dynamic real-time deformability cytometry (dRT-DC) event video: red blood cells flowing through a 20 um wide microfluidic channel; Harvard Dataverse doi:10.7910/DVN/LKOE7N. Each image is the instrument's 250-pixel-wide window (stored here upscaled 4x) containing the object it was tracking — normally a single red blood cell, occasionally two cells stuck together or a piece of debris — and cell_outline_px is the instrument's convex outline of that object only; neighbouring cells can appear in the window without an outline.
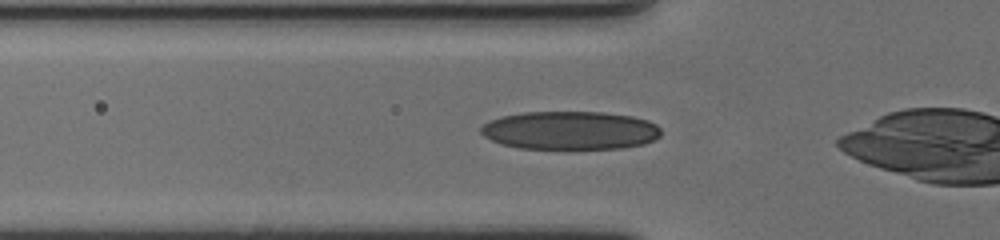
{"species": "human", "species_latin": "Homo sapiens", "temperature_condition": "cold", "stored_images_in_passage": 31, "camera_frame_rate_fps": 3000, "um_per_image_px": 0.085, "donor": {"sex": "female"}, "frame": {"image": 1, "passage_image": 3, "time_ms": 0.667, "image_size_px": [1000, 240], "cell_outline_px": [[660, 136], [644, 144], [620, 148], [520, 148], [500, 144], [484, 136], [480, 132], [480, 128], [484, 124], [500, 116], [524, 112], [604, 112], [632, 116], [648, 120], [656, 124], [660, 128]], "centroid_in_image_um": [48.46, 11.07], "position_along_channel_um": 77.3, "area_um2": 40.17}}
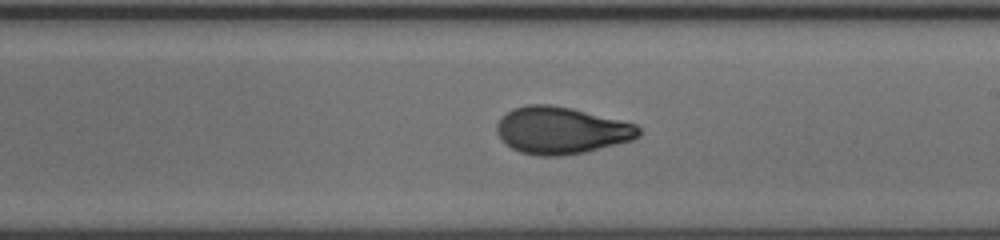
{"frame": {"image": 2, "passage_image": 17, "time_ms": 5.333, "image_size_px": [1000, 240], "cell_outline_px": [[640, 136], [632, 140], [584, 152], [560, 156], [540, 156], [520, 152], [512, 148], [496, 132], [496, 124], [500, 116], [512, 108], [528, 104], [552, 104], [572, 108], [636, 124], [640, 128]], "centroid_in_image_um": [47.68, 11.07], "position_along_channel_um": 241.3, "area_um2": 38.9}}
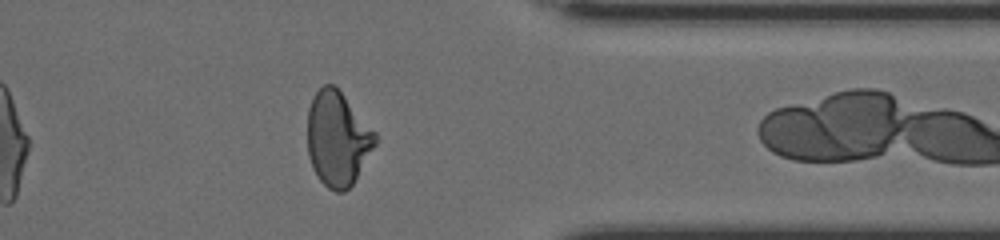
{"frame": {"image": 3, "passage_image": 30, "time_ms": 9.667, "image_size_px": [1000, 240], "cell_outline_px": [[376, 144], [352, 184], [344, 192], [336, 192], [328, 188], [316, 176], [312, 168], [308, 156], [308, 108], [312, 96], [324, 84], [332, 84], [344, 96], [376, 132]], "centroid_in_image_um": [28.67, 11.8], "position_along_channel_um": 382.7, "area_um2": 37.05}}